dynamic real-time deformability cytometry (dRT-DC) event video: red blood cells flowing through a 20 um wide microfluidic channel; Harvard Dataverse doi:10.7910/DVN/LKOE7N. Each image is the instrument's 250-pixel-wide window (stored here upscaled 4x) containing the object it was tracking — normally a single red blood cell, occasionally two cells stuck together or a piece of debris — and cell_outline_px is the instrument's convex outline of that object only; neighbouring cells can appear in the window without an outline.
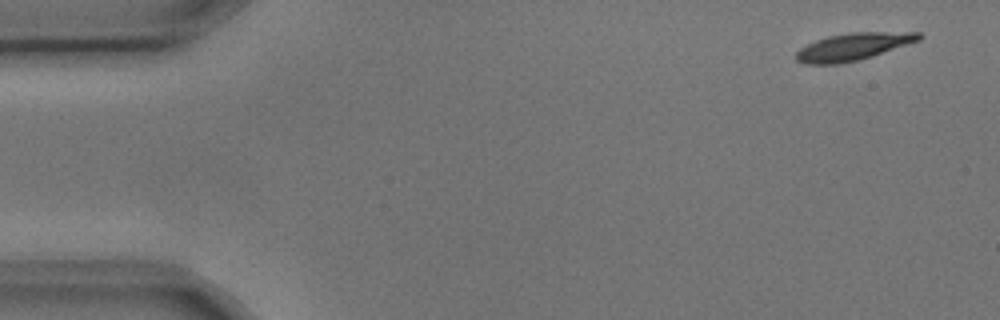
{"species": "common noctule bat (a hibernating species)", "species_latin": "Nyctalus noctula", "temperature_condition": "cold", "stored_images_in_passage": 6, "camera_frame_rate_fps": 3000, "um_per_image_px": 0.085, "animal": {"sex": "male", "body_mass_g": 17.9, "forearm_length_mm": 54.2}, "frame": {"image": 1, "passage_image": 1, "time_ms": 0.0, "image_size_px": [1000, 320], "cell_outline_px": [[924, 36], [920, 40], [872, 56], [840, 64], [804, 64], [796, 60], [796, 52], [800, 48], [816, 40], [828, 36], [852, 32], [920, 32]], "centroid_in_image_um": [72.52, 3.96], "position_along_channel_um": 12.5, "area_um2": 19.42}}
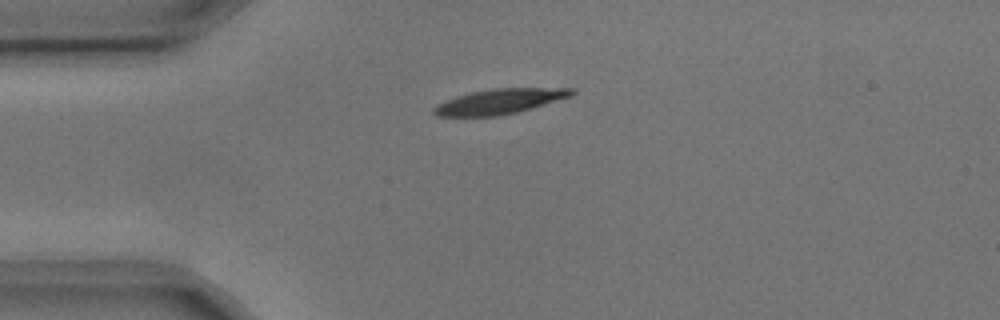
{"frame": {"image": 2, "passage_image": 4, "time_ms": 1.0, "image_size_px": [1000, 320], "cell_outline_px": [[576, 92], [572, 96], [532, 108], [516, 112], [496, 116], [436, 116], [432, 112], [432, 108], [436, 104], [472, 92], [496, 88], [576, 88]], "centroid_in_image_um": [42.51, 8.62], "position_along_channel_um": 42.5, "area_um2": 19.94}}